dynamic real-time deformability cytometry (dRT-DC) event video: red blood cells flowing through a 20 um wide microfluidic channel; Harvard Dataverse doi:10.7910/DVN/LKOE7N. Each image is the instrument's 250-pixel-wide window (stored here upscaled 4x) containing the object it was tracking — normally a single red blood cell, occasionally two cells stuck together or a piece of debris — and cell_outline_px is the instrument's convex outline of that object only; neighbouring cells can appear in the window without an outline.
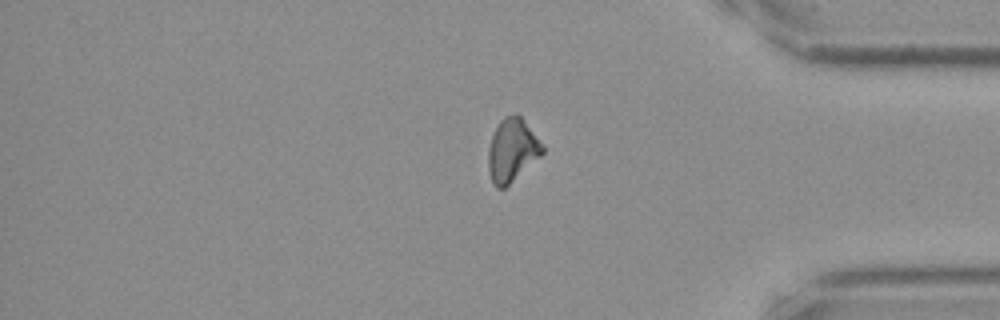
{"species": "Egyptian fruit bat (a non-hibernating species)", "species_latin": "Rousettus aegyptiacus", "temperature_condition": "cold", "stored_images_in_passage": 16, "camera_frame_rate_fps": 3000, "um_per_image_px": 0.085, "frame": {"image": 1, "passage_image": 16, "time_ms": 5.0, "image_size_px": [1000, 320], "cell_outline_px": [[544, 152], [540, 156], [504, 188], [496, 188], [492, 180], [488, 168], [488, 148], [492, 136], [500, 120], [504, 116], [516, 112], [520, 116], [544, 148]], "centroid_in_image_um": [43.5, 12.75], "position_along_channel_um": 391.7, "area_um2": 19.42}}